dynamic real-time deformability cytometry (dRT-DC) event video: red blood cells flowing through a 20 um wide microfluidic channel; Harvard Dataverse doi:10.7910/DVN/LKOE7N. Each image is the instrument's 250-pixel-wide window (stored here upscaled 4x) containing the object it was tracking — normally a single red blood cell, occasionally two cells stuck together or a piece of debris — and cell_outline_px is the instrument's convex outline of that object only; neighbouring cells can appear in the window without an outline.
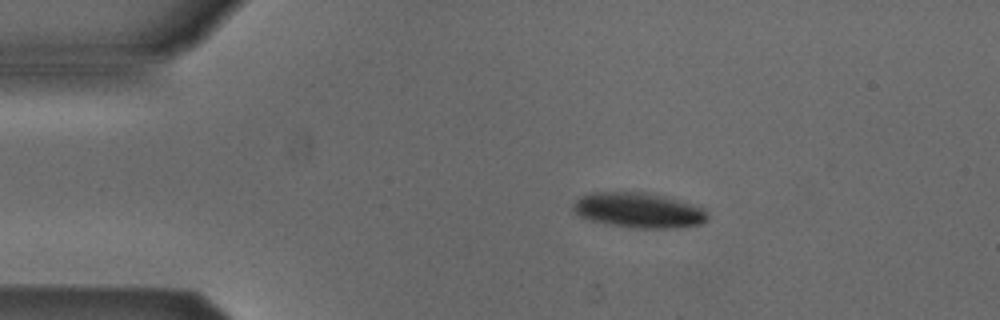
{"species": "Egyptian fruit bat (a non-hibernating species)", "species_latin": "Rousettus aegyptiacus", "temperature_condition": "cold", "stored_images_in_passage": 3, "camera_frame_rate_fps": 3000, "um_per_image_px": 0.085, "animal": {"sex": "male"}, "frame": {"image": 1, "passage_image": 2, "time_ms": 0.333, "image_size_px": [1000, 320], "cell_outline_px": [[708, 220], [700, 224], [676, 228], [636, 228], [608, 224], [576, 216], [572, 212], [572, 204], [580, 196], [592, 192], [644, 192], [664, 196], [680, 200], [704, 208], [708, 216]], "centroid_in_image_um": [54.25, 17.87], "position_along_channel_um": 30.7, "area_um2": 27.74}}